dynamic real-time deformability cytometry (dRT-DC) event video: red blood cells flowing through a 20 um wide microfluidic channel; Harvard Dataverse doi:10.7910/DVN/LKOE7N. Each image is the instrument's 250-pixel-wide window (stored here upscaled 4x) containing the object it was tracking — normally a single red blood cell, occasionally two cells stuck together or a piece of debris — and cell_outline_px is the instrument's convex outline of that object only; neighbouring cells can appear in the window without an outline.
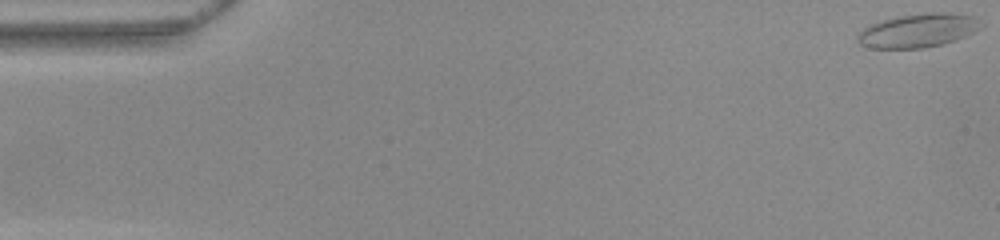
{"species": "common noctule bat (a hibernating species)", "species_latin": "Nyctalus noctula", "temperature_condition": "warm", "stored_images_in_passage": 50, "camera_frame_rate_fps": 3000, "um_per_image_px": 0.085, "animal": {"sex": "female", "body_mass_g": 22.0, "forearm_length_mm": 56.7}, "frame": {"image": 1, "passage_image": 1, "time_ms": 0.0, "image_size_px": [1000, 240], "cell_outline_px": [[984, 24], [980, 28], [956, 40], [944, 44], [924, 48], [872, 48], [860, 44], [856, 40], [856, 36], [864, 28], [872, 24], [884, 20], [900, 16], [924, 12], [944, 12], [976, 16]], "centroid_in_image_um": [78.07, 2.59], "position_along_channel_um": 6.9, "area_um2": 24.28}}
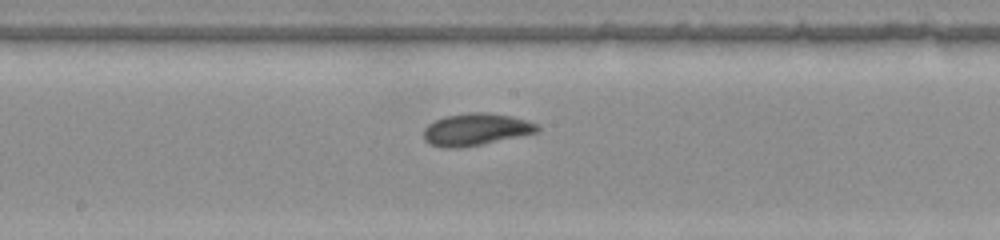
{"frame": {"image": 2, "passage_image": 28, "time_ms": 9.0, "image_size_px": [1000, 240], "cell_outline_px": [[540, 132], [460, 148], [444, 148], [432, 144], [424, 140], [424, 128], [428, 124], [444, 116], [468, 112], [488, 112], [512, 116], [528, 120], [540, 124]], "centroid_in_image_um": [40.49, 10.98], "position_along_channel_um": 207.7, "area_um2": 21.44}}
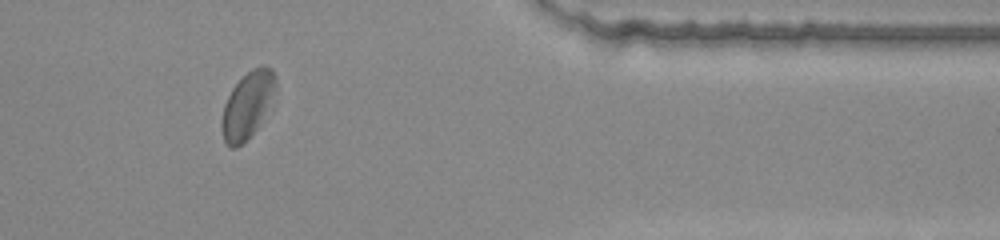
{"frame": {"image": 3, "passage_image": 44, "time_ms": 14.333, "image_size_px": [1000, 240], "cell_outline_px": [[276, 88], [256, 128], [236, 148], [232, 148], [224, 140], [220, 124], [224, 104], [232, 88], [252, 68], [264, 64], [272, 68], [276, 76]], "centroid_in_image_um": [21.01, 8.87], "position_along_channel_um": 390.4, "area_um2": 20.23}, "authors_computed_cell_mechanics": {"area_um2": 21.3571, "velocity_mm_per_s": 3.8716, "shape_relaxation_time_tau1_ms": 4.3446, "shape_relaxation_time_tau2_ms": 1.8301, "deformation_change_tau1": 0.1104, "deformation_change_tau2": 0.0538}}